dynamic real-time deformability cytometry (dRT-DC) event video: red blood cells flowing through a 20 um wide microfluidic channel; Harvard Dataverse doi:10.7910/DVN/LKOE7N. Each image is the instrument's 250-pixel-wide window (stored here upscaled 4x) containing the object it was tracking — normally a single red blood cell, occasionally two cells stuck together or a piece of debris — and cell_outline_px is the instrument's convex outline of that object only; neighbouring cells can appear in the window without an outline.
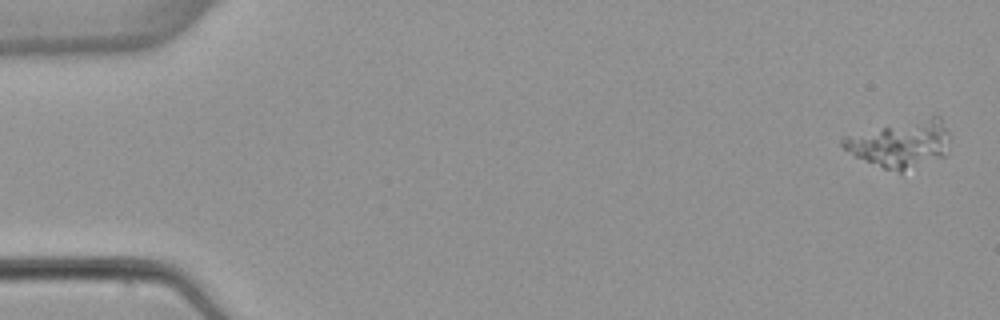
{"species": "common noctule bat (a hibernating species)", "species_latin": "Nyctalus noctula", "temperature_condition": "warm", "stored_images_in_passage": 5, "camera_frame_rate_fps": 3000, "um_per_image_px": 0.085, "animal": {"sex": "female", "body_mass_g": 22.7, "forearm_length_mm": 54.2}, "frame": {"image": 1, "passage_image": 1, "time_ms": 0.0, "image_size_px": [1000, 320], "cell_outline_px": [[948, 152], [944, 156], [900, 172], [884, 168], [864, 160], [856, 156], [844, 148], [840, 144], [840, 140], [844, 136], [932, 116], [940, 116], [948, 132]], "centroid_in_image_um": [76.57, 12.23], "position_along_channel_um": 8.4, "area_um2": 28.5}}